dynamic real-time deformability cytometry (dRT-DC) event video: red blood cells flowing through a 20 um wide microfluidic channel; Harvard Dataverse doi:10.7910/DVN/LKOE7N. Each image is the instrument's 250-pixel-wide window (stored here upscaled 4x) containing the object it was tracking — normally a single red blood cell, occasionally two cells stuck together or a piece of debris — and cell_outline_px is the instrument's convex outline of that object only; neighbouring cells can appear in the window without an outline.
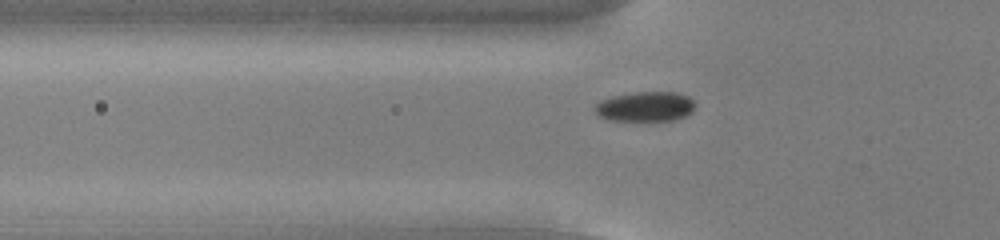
{"species": "common noctule bat (a hibernating species)", "species_latin": "Nyctalus noctula", "temperature_condition": "cold", "stored_images_in_passage": 44, "camera_frame_rate_fps": 3000, "um_per_image_px": 0.085, "animal": {"sex": "male", "body_mass_g": 13.0, "forearm_length_mm": 53.1}, "frame": {"image": 1, "passage_image": 8, "time_ms": 2.333, "image_size_px": [1000, 240], "cell_outline_px": [[696, 104], [692, 112], [684, 116], [672, 120], [608, 120], [600, 116], [592, 108], [600, 100], [612, 96], [636, 92], [676, 92], [688, 96]], "centroid_in_image_um": [54.84, 9.05], "position_along_channel_um": 71.0, "area_um2": 17.4}}
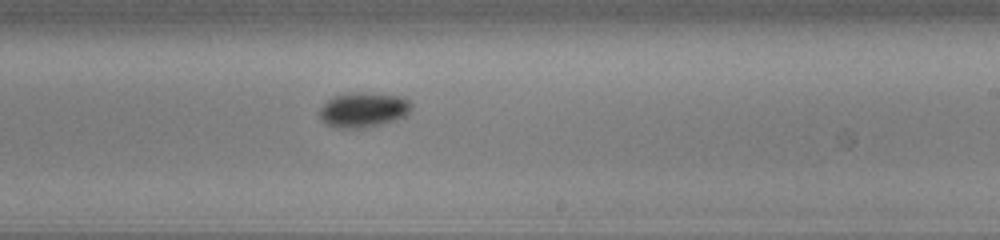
{"frame": {"image": 2, "passage_image": 23, "time_ms": 7.333, "image_size_px": [1000, 240], "cell_outline_px": [[412, 108], [404, 116], [396, 120], [364, 128], [340, 128], [324, 124], [320, 116], [320, 108], [332, 96], [348, 92], [372, 92], [404, 96], [412, 104]], "centroid_in_image_um": [30.89, 9.31], "position_along_channel_um": 258.1, "area_um2": 19.02}}
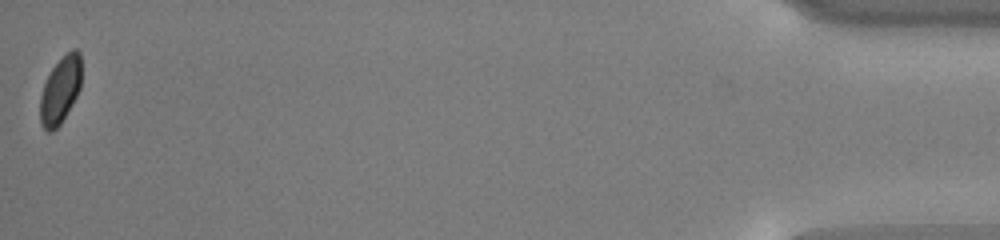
{"frame": {"image": 3, "passage_image": 44, "time_ms": 14.333, "image_size_px": [1000, 240], "cell_outline_px": [[80, 88], [72, 104], [60, 124], [52, 132], [48, 132], [40, 124], [40, 96], [44, 84], [52, 68], [72, 48], [76, 48], [80, 52]], "centroid_in_image_um": [5.11, 7.68], "position_along_channel_um": 430.1, "area_um2": 15.84}, "authors_computed_cell_mechanics": {"area_um2": 17.5423, "velocity_mm_per_s": 3.765, "shape_relaxation_time_tau1_ms": 2.5396, "shape_relaxation_time_tau2_ms": null, "deformation_change_tau1": 0.0697, "deformation_change_tau2": null}}